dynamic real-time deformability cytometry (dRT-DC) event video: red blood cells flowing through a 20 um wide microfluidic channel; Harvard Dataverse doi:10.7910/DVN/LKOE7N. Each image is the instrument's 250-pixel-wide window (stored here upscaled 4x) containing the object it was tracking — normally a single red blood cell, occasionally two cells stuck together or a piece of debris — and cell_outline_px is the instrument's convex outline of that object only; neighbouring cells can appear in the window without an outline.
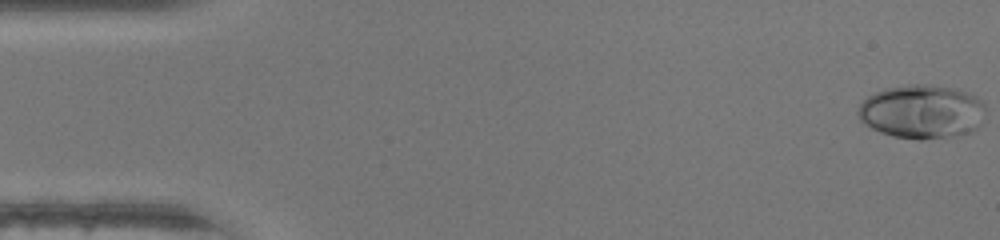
{"species": "human", "species_latin": "Homo sapiens", "temperature_condition": "warm", "stored_images_in_passage": 45, "camera_frame_rate_fps": 3000, "um_per_image_px": 0.085, "donor": {"sex": "female"}, "frame": {"image": 1, "passage_image": 1, "time_ms": 0.0, "image_size_px": [1000, 240], "cell_outline_px": [[984, 108], [980, 124], [972, 132], [956, 136], [924, 140], [920, 140], [892, 136], [880, 132], [864, 124], [860, 120], [856, 112], [860, 104], [868, 96], [884, 88], [912, 84], [928, 84], [956, 88], [976, 96], [984, 100]], "centroid_in_image_um": [78.36, 9.49], "position_along_channel_um": 6.6, "area_um2": 40.4}}
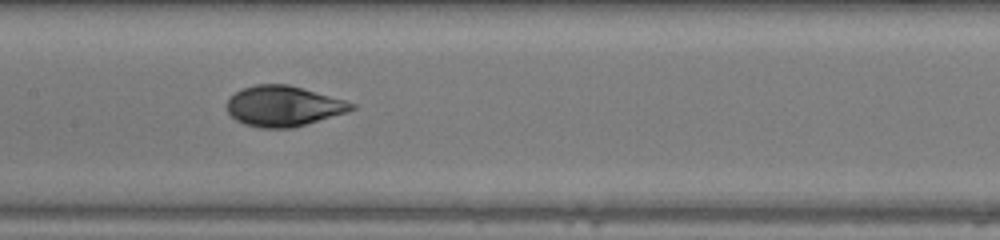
{"frame": {"image": 2, "passage_image": 23, "time_ms": 7.333, "image_size_px": [1000, 240], "cell_outline_px": [[356, 108], [348, 112], [292, 128], [260, 128], [244, 124], [236, 120], [228, 112], [228, 100], [236, 92], [244, 88], [256, 84], [288, 84], [344, 100], [356, 104]], "centroid_in_image_um": [24.11, 9.03], "position_along_channel_um": 183.3, "area_um2": 29.13}}
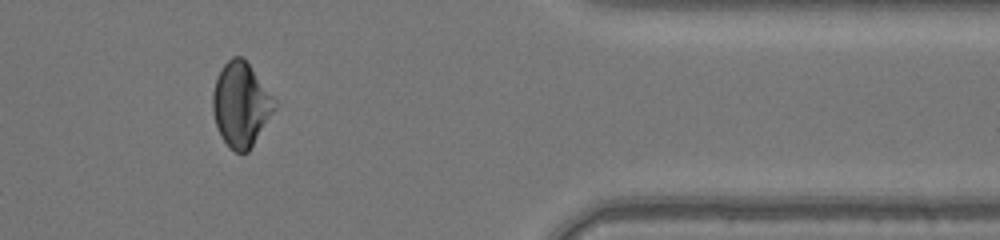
{"frame": {"image": 3, "passage_image": 39, "time_ms": 12.667, "image_size_px": [1000, 240], "cell_outline_px": [[276, 108], [248, 152], [236, 152], [220, 136], [212, 112], [212, 92], [216, 80], [224, 64], [232, 56], [244, 56], [276, 100]], "centroid_in_image_um": [20.48, 8.85], "position_along_channel_um": 390.9, "area_um2": 30.29}}